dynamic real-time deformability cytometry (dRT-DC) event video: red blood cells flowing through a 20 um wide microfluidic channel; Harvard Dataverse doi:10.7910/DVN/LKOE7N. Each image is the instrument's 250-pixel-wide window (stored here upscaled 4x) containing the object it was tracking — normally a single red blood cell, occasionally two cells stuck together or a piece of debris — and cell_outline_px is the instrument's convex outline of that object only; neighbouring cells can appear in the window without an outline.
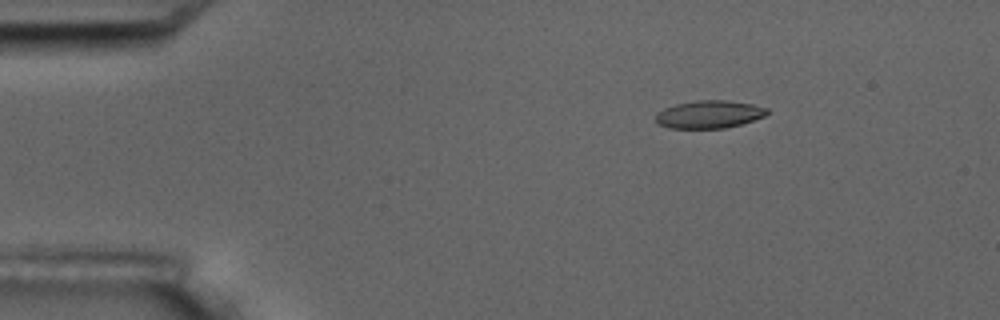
{"species": "common noctule bat (a hibernating species)", "species_latin": "Nyctalus noctula", "temperature_condition": "room temperature", "stored_images_in_passage": 6, "camera_frame_rate_fps": 3000, "um_per_image_px": 0.085, "animal": {"sex": "male", "body_mass_g": 17.5, "forearm_length_mm": 52.3}, "frame": {"image": 1, "passage_image": 3, "time_ms": 2.333, "image_size_px": [1000, 320], "cell_outline_px": [[768, 112], [764, 116], [740, 124], [724, 128], [668, 128], [656, 124], [656, 112], [664, 108], [676, 104], [696, 100], [728, 100], [752, 104], [768, 108]], "centroid_in_image_um": [60.23, 9.71], "position_along_channel_um": 24.8, "area_um2": 18.03}}
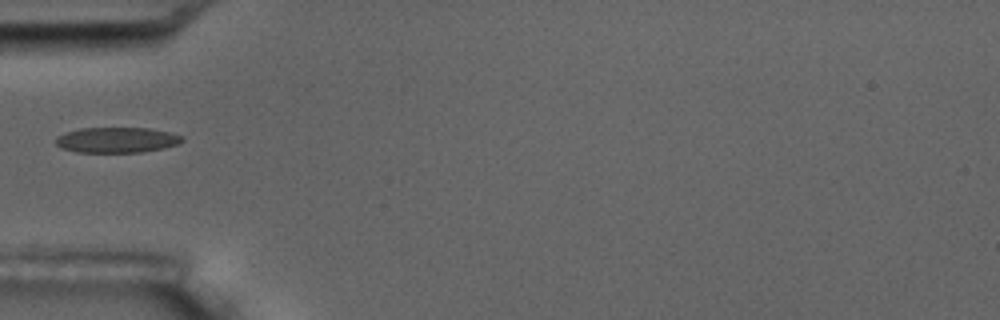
{"frame": {"image": 2, "passage_image": 6, "time_ms": 5.667, "image_size_px": [1000, 320], "cell_outline_px": [[184, 140], [180, 144], [164, 148], [140, 152], [76, 152], [60, 148], [56, 144], [56, 136], [64, 132], [80, 128], [148, 128], [168, 132], [184, 136]], "centroid_in_image_um": [9.92, 11.9], "position_along_channel_um": 75.1, "area_um2": 18.9}}